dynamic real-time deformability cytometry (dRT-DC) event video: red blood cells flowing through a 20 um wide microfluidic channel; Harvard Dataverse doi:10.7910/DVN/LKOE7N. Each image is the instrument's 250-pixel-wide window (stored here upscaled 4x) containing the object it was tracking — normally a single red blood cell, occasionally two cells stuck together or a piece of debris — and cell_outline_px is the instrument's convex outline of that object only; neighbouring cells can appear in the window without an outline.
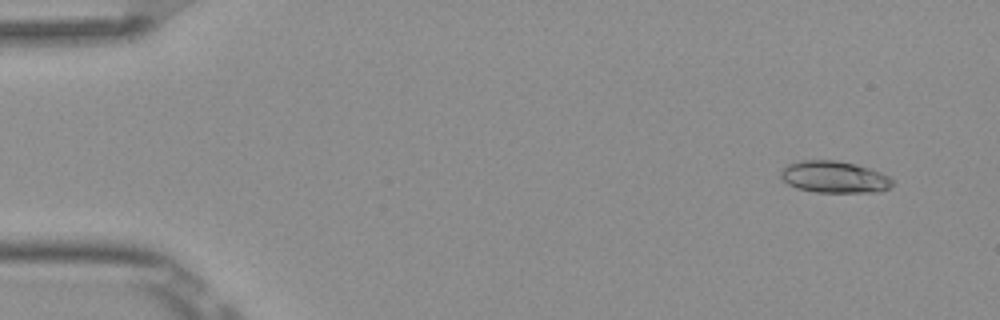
{"species": "Egyptian fruit bat (a non-hibernating species)", "species_latin": "Rousettus aegyptiacus", "temperature_condition": "room temperature", "stored_images_in_passage": 53, "camera_frame_rate_fps": 3000, "um_per_image_px": 0.085, "frame": {"image": 1, "passage_image": 4, "time_ms": 1.0, "image_size_px": [1000, 320], "cell_outline_px": [[892, 184], [888, 188], [880, 192], [816, 192], [796, 188], [788, 184], [780, 176], [780, 172], [788, 164], [800, 160], [836, 160], [868, 168], [880, 172], [888, 176], [892, 180]], "centroid_in_image_um": [70.89, 15.05], "position_along_channel_um": 14.1, "area_um2": 20.52}}
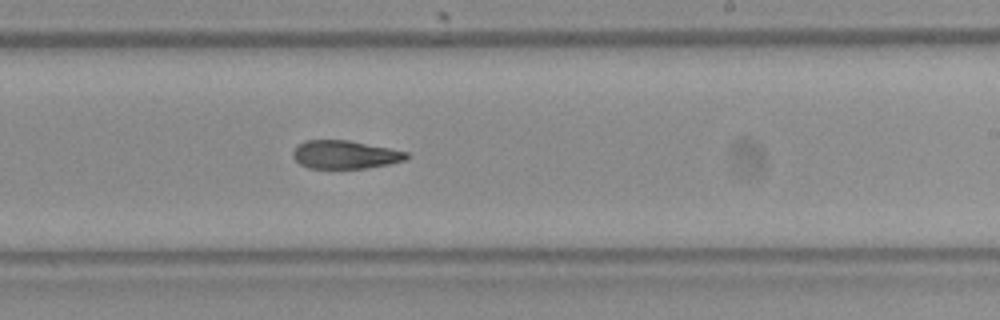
{"frame": {"image": 2, "passage_image": 32, "time_ms": 10.333, "image_size_px": [1000, 320], "cell_outline_px": [[412, 156], [408, 160], [388, 164], [364, 168], [308, 168], [300, 164], [292, 156], [292, 152], [296, 144], [304, 140], [348, 140], [408, 152]], "centroid_in_image_um": [29.32, 13.14], "position_along_channel_um": 259.7, "area_um2": 18.84}}
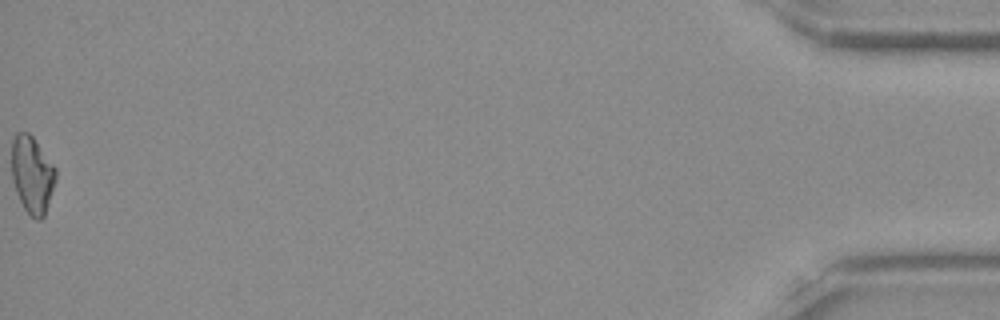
{"frame": {"image": 3, "passage_image": 53, "time_ms": 17.333, "image_size_px": [1000, 320], "cell_outline_px": [[56, 180], [44, 216], [40, 220], [36, 220], [24, 208], [16, 192], [12, 180], [12, 140], [16, 132], [28, 132], [32, 136], [56, 168]], "centroid_in_image_um": [2.73, 14.84], "position_along_channel_um": 432.5, "area_um2": 19.71}, "authors_computed_cell_mechanics": {"area_um2": 19.8254, "velocity_mm_per_s": 3.8876, "shape_relaxation_time_tau1_ms": null, "shape_relaxation_time_tau2_ms": 4.4103, "deformation_change_tau1": null, "deformation_change_tau2": 0.1258}}